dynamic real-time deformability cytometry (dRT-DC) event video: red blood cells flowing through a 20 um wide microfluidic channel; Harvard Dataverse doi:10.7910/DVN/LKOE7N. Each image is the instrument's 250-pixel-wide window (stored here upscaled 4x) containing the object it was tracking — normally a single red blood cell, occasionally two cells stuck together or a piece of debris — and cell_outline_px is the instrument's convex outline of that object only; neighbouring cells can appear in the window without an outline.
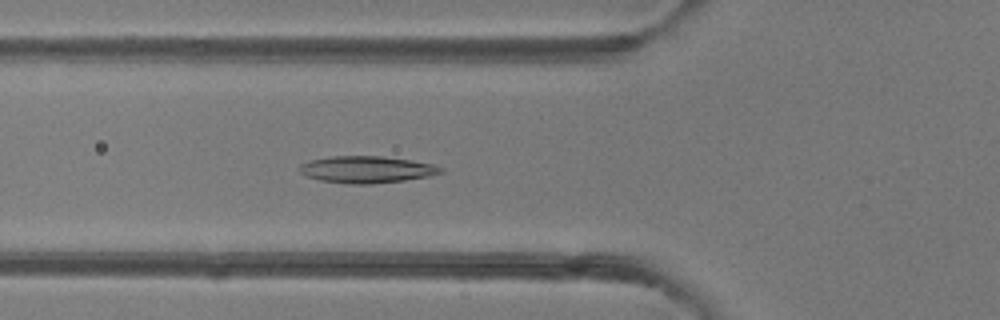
{"species": "common noctule bat (a hibernating species)", "species_latin": "Nyctalus noctula", "temperature_condition": "room temperature", "stored_images_in_passage": 38, "camera_frame_rate_fps": 3000, "um_per_image_px": 0.085, "animal": {"sex": "female"}, "frame": {"image": 1, "passage_image": 7, "time_ms": 2.0, "image_size_px": [1000, 320], "cell_outline_px": [[444, 172], [432, 176], [404, 180], [372, 184], [352, 184], [320, 180], [308, 176], [300, 172], [300, 164], [308, 160], [332, 156], [380, 156], [412, 160], [432, 164], [444, 168]], "centroid_in_image_um": [31.2, 14.4], "position_along_channel_um": 94.6, "area_um2": 22.14}}
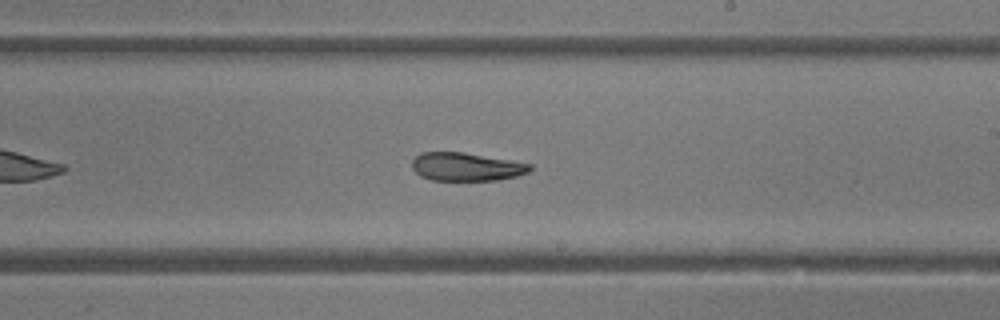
{"frame": {"image": 2, "passage_image": 18, "time_ms": 5.667, "image_size_px": [1000, 320], "cell_outline_px": [[532, 168], [528, 172], [516, 176], [496, 180], [432, 180], [420, 176], [412, 168], [412, 160], [420, 152], [464, 152], [532, 164]], "centroid_in_image_um": [39.61, 14.17], "position_along_channel_um": 249.4, "area_um2": 19.36}}
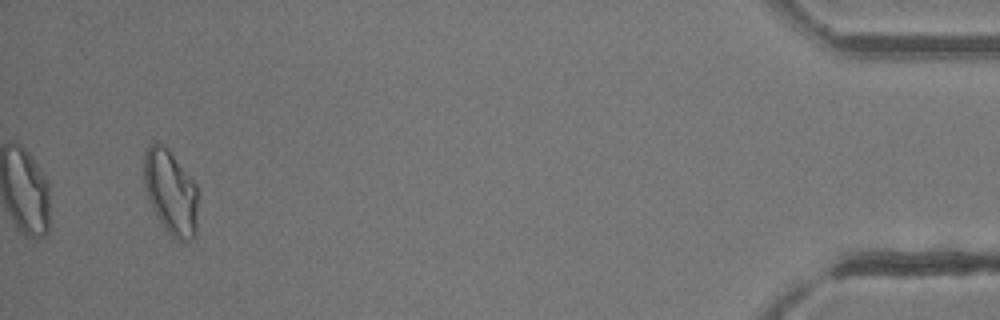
{"frame": {"image": 3, "passage_image": 36, "time_ms": 11.667, "image_size_px": [1000, 320], "cell_outline_px": [[196, 236], [192, 240], [180, 240], [172, 236], [164, 228], [148, 200], [144, 184], [144, 152], [148, 144], [152, 140], [156, 140], [168, 148], [196, 184]], "centroid_in_image_um": [14.48, 16.28], "position_along_channel_um": 420.7, "area_um2": 26.65}}